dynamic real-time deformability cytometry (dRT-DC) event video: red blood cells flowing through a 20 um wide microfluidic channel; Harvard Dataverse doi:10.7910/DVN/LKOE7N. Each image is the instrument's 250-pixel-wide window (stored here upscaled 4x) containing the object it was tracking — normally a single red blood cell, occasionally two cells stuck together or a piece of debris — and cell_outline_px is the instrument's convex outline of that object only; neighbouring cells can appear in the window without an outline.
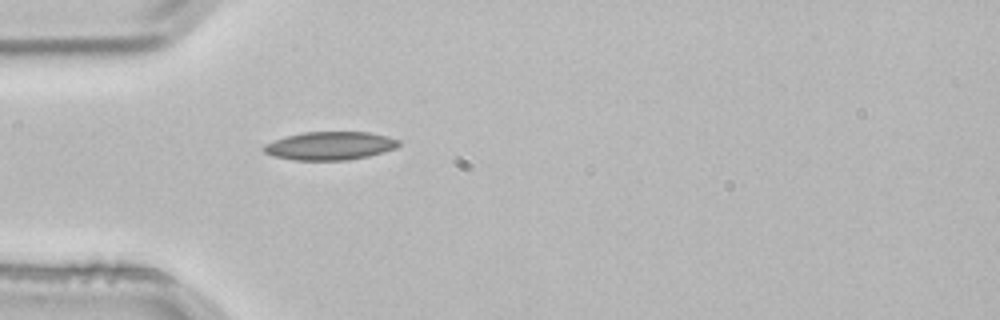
{"species": "common noctule bat (a hibernating species)", "species_latin": "Nyctalus noctula", "temperature_condition": "room temperature", "stored_images_in_passage": 2, "camera_frame_rate_fps": 3000, "um_per_image_px": 0.085, "animal": {"sex": "male", "body_mass_g": 21.5, "forearm_length_mm": 52.0}, "frame": {"image": 1, "passage_image": 2, "time_ms": 0.333, "image_size_px": [1000, 320], "cell_outline_px": [[400, 144], [396, 148], [368, 156], [348, 160], [292, 160], [272, 156], [264, 152], [260, 148], [264, 144], [284, 136], [304, 132], [368, 132], [388, 136], [400, 140]], "centroid_in_image_um": [28.01, 12.39], "position_along_channel_um": 57.0, "area_um2": 22.43}}